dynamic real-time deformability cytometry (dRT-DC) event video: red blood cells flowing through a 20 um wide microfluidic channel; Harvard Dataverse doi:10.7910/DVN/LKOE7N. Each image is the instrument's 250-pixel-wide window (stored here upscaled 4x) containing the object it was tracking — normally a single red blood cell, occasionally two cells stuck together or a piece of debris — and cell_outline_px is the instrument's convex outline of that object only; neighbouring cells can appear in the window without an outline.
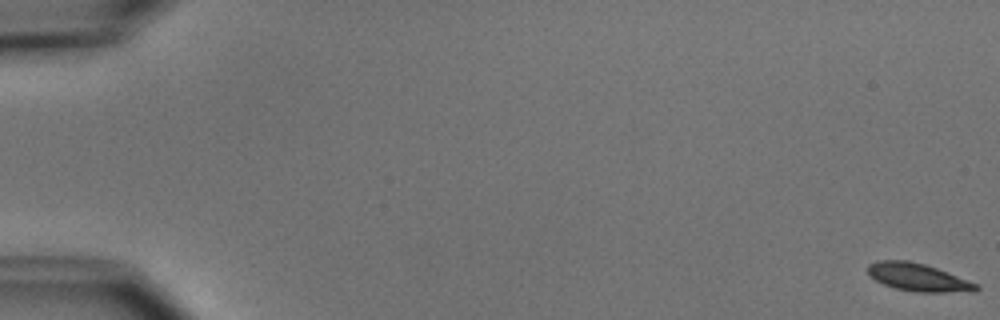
{"species": "common noctule bat (a hibernating species)", "species_latin": "Nyctalus noctula", "temperature_condition": "cold", "stored_images_in_passage": 53, "camera_frame_rate_fps": 3000, "um_per_image_px": 0.085, "animal": {"sex": "male", "body_mass_g": 15.6}, "frame": {"image": 1, "passage_image": 1, "time_ms": 0.0, "image_size_px": [1000, 320], "cell_outline_px": [[980, 288], [976, 292], [916, 292], [896, 288], [884, 284], [868, 276], [868, 264], [876, 260], [908, 260], [924, 264], [936, 268], [980, 284]], "centroid_in_image_um": [78.07, 23.57], "position_along_channel_um": 6.9, "area_um2": 17.69}}
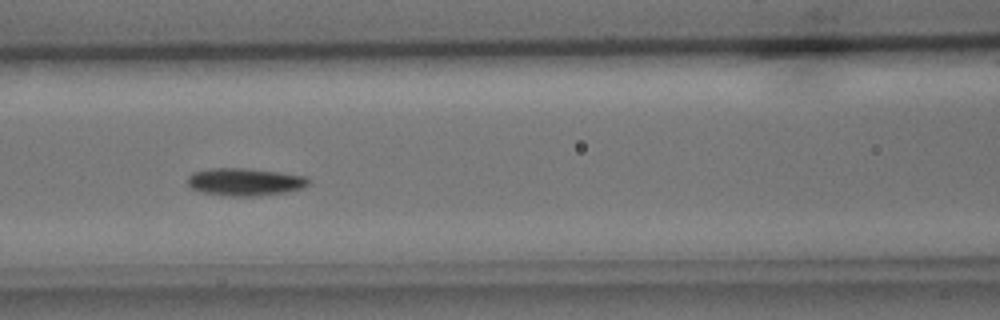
{"frame": {"image": 2, "passage_image": 25, "time_ms": 8.0, "image_size_px": [1000, 320], "cell_outline_px": [[312, 180], [308, 184], [300, 188], [284, 192], [260, 196], [232, 196], [204, 192], [192, 188], [188, 184], [188, 176], [192, 172], [208, 168], [244, 168], [280, 172], [308, 176]], "centroid_in_image_um": [20.84, 15.44], "position_along_channel_um": 145.8, "area_um2": 19.42}}
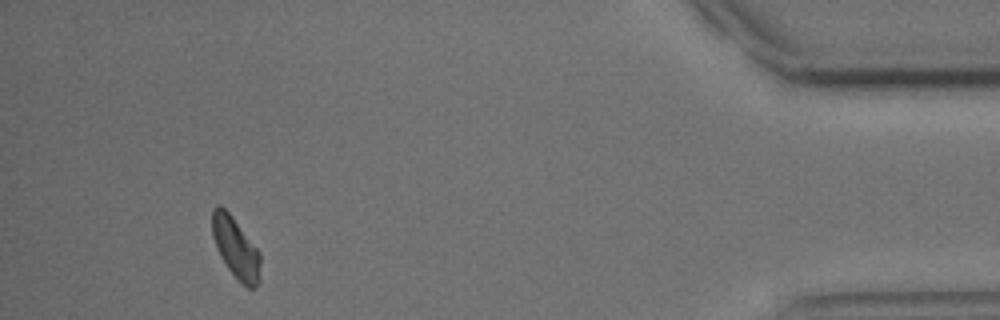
{"frame": {"image": 3, "passage_image": 51, "time_ms": 16.667, "image_size_px": [1000, 320], "cell_outline_px": [[260, 280], [252, 288], [248, 288], [228, 268], [220, 256], [216, 248], [212, 236], [212, 208], [216, 204], [220, 204], [232, 216], [260, 252]], "centroid_in_image_um": [20.02, 21.02], "position_along_channel_um": 415.2, "area_um2": 16.94}}